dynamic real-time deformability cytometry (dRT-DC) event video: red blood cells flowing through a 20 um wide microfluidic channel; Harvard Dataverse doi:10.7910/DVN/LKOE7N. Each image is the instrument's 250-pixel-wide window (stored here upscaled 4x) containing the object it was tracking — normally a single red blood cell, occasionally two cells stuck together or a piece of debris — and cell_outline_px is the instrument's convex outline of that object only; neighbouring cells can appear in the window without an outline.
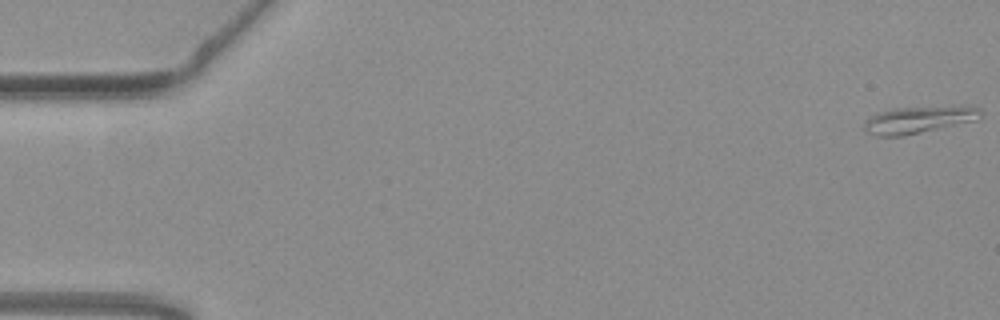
{"species": "common noctule bat (a hibernating species)", "species_latin": "Nyctalus noctula", "temperature_condition": "warm", "stored_images_in_passage": 55, "camera_frame_rate_fps": 3000, "um_per_image_px": 0.085, "animal": {"sex": "female", "body_mass_g": 19.3, "forearm_length_mm": 54.1}, "frame": {"image": 1, "passage_image": 1, "time_ms": 0.0, "image_size_px": [1000, 320], "cell_outline_px": [[984, 112], [976, 120], [904, 136], [876, 136], [868, 132], [864, 128], [864, 120], [868, 116], [876, 112], [892, 108], [952, 104], [972, 104], [980, 108]], "centroid_in_image_um": [78.15, 10.11], "position_along_channel_um": 6.9, "area_um2": 19.31}}
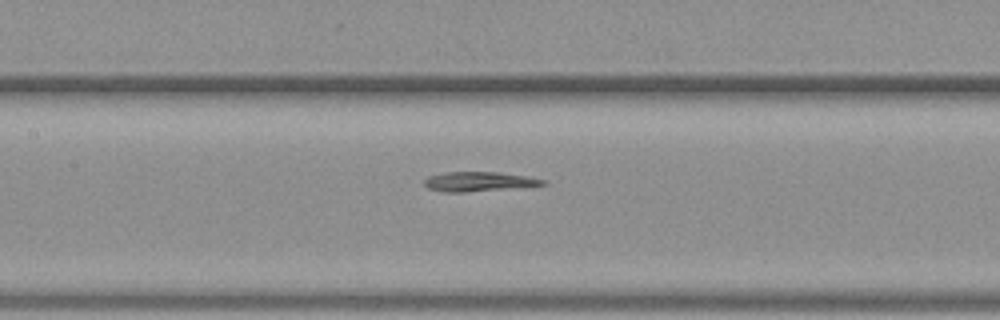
{"frame": {"image": 2, "passage_image": 26, "time_ms": 8.333, "image_size_px": [1000, 320], "cell_outline_px": [[548, 184], [464, 192], [444, 192], [428, 188], [424, 184], [424, 180], [428, 176], [444, 172], [496, 172], [528, 176], [548, 180]], "centroid_in_image_um": [40.69, 15.42], "position_along_channel_um": 166.7, "area_um2": 13.35}}
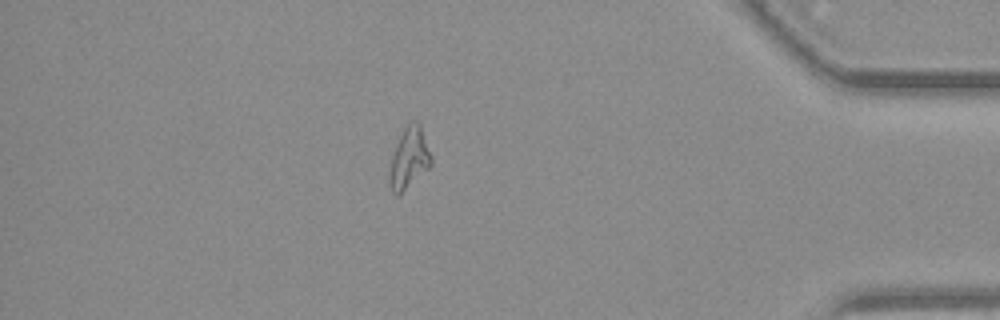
{"frame": {"image": 3, "passage_image": 48, "time_ms": 15.667, "image_size_px": [1000, 320], "cell_outline_px": [[432, 164], [428, 168], [396, 196], [392, 192], [388, 184], [388, 172], [392, 156], [396, 144], [404, 128], [412, 120], [416, 120], [420, 124], [432, 156]], "centroid_in_image_um": [34.76, 13.43], "position_along_channel_um": 400.4, "area_um2": 14.68}}